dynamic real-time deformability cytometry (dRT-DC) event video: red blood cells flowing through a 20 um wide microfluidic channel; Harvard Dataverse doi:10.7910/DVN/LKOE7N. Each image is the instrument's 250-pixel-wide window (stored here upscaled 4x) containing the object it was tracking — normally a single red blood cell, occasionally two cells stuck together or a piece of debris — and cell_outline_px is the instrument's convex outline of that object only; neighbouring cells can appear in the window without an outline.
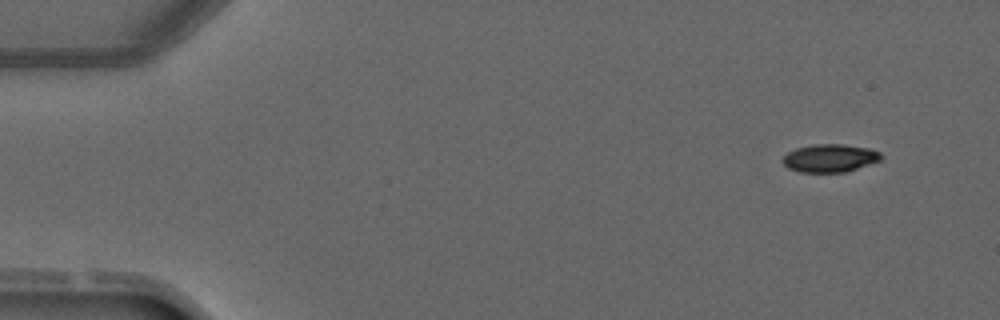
{"species": "common noctule bat (a hibernating species)", "species_latin": "Nyctalus noctula", "temperature_condition": "warm", "stored_images_in_passage": 3, "camera_frame_rate_fps": 3000, "um_per_image_px": 0.085, "animal": {"sex": "male", "forearm_length_mm": 52.5}, "frame": {"image": 1, "passage_image": 1, "time_ms": 0.0, "image_size_px": [1000, 320], "cell_outline_px": [[884, 156], [880, 160], [844, 172], [800, 172], [788, 168], [780, 160], [788, 152], [796, 148], [812, 144], [844, 144], [868, 148], [880, 152]], "centroid_in_image_um": [70.51, 13.43], "position_along_channel_um": 14.5, "area_um2": 16.01}}
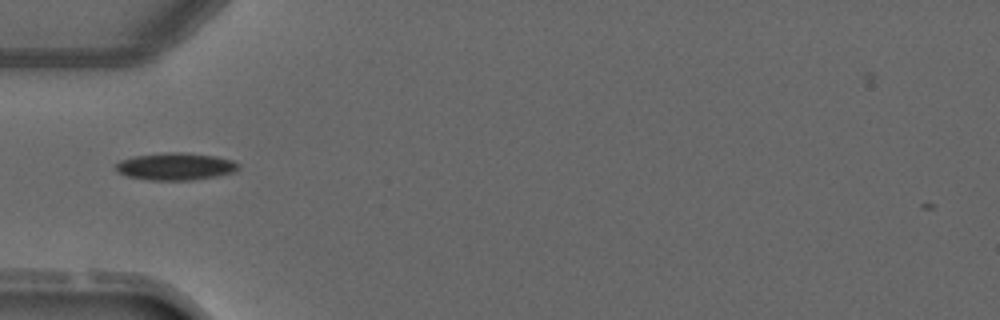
{"frame": {"image": 2, "passage_image": 3, "time_ms": 3.667, "image_size_px": [1000, 320], "cell_outline_px": [[240, 168], [236, 172], [216, 176], [192, 180], [148, 180], [128, 176], [116, 172], [116, 164], [120, 160], [132, 156], [168, 152], [180, 152], [216, 156], [232, 160], [240, 164]], "centroid_in_image_um": [14.93, 14.15], "position_along_channel_um": 70.1, "area_um2": 19.65}}